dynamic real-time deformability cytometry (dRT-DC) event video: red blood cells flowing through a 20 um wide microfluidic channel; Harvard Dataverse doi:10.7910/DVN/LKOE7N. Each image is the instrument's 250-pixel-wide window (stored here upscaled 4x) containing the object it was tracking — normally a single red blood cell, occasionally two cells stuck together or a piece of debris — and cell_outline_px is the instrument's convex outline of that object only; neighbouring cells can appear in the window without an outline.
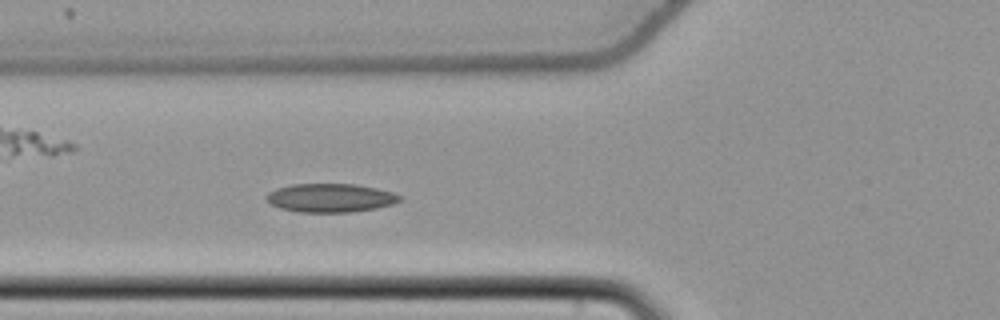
{"species": "common noctule bat (a hibernating species)", "species_latin": "Nyctalus noctula", "temperature_condition": "cold", "stored_images_in_passage": 18, "camera_frame_rate_fps": 3000, "um_per_image_px": 0.085, "animal": {"sex": "female", "body_mass_g": 22.7, "forearm_length_mm": 54.2}, "frame": {"image": 1, "passage_image": 17, "time_ms": 5.333, "image_size_px": [1000, 320], "cell_outline_px": [[404, 200], [392, 204], [376, 208], [352, 212], [300, 212], [280, 208], [272, 204], [264, 196], [268, 192], [276, 188], [292, 184], [356, 184], [376, 188], [392, 192], [400, 196]], "centroid_in_image_um": [28.09, 16.81], "position_along_channel_um": 97.7, "area_um2": 22.25}}